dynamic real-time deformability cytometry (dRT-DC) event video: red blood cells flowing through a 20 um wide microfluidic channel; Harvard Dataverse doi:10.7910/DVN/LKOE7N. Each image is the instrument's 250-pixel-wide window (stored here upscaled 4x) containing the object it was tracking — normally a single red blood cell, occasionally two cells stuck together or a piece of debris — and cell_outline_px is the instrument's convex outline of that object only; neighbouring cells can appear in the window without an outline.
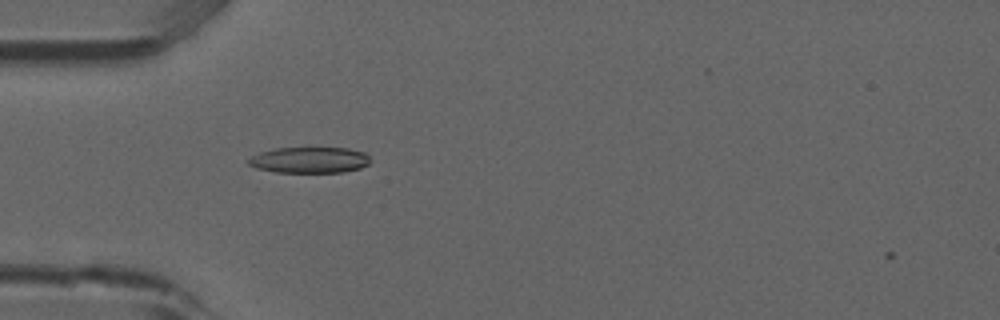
{"species": "common noctule bat (a hibernating species)", "species_latin": "Nyctalus noctula", "temperature_condition": "room temperature", "stored_images_in_passage": 6, "camera_frame_rate_fps": 3000, "um_per_image_px": 0.085, "animal": {"sex": "male", "forearm_length_mm": 52.5}, "frame": {"image": 1, "passage_image": 5, "time_ms": 1.333, "image_size_px": [1000, 320], "cell_outline_px": [[372, 160], [368, 164], [360, 168], [344, 172], [276, 172], [256, 168], [248, 164], [244, 160], [260, 152], [276, 148], [312, 144], [348, 148], [364, 152]], "centroid_in_image_um": [26.31, 13.54], "position_along_channel_um": 58.7, "area_um2": 19.59}}